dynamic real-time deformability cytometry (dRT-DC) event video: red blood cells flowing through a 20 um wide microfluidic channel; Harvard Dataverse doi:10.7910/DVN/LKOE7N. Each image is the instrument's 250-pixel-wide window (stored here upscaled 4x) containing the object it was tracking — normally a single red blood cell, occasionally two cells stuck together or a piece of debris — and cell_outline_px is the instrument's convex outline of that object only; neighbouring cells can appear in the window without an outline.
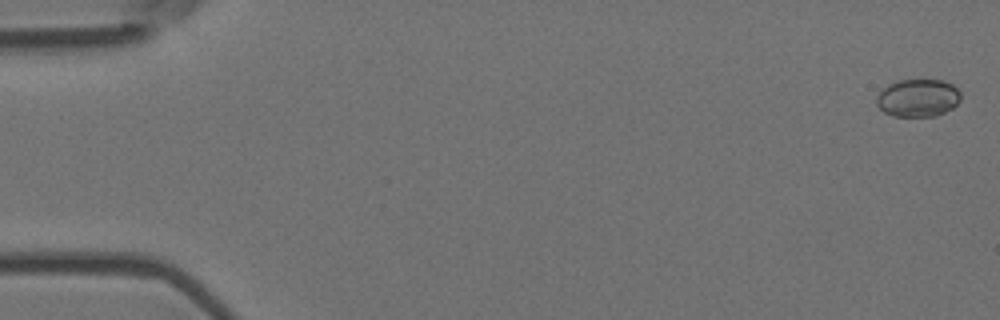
{"species": "Egyptian fruit bat (a non-hibernating species)", "species_latin": "Rousettus aegyptiacus", "temperature_condition": "room temperature", "stored_images_in_passage": 7, "camera_frame_rate_fps": 3000, "um_per_image_px": 0.085, "animal": {"sex": "female"}, "frame": {"image": 1, "passage_image": 1, "time_ms": 0.0, "image_size_px": [1000, 320], "cell_outline_px": [[960, 100], [952, 108], [936, 116], [892, 116], [884, 112], [876, 104], [876, 96], [888, 84], [896, 80], [944, 80], [952, 84], [960, 92]], "centroid_in_image_um": [78.01, 8.32], "position_along_channel_um": 7.0, "area_um2": 18.55}}
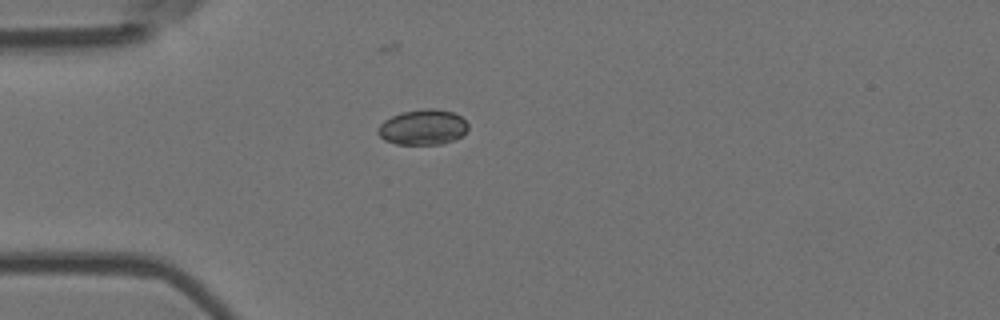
{"frame": {"image": 2, "passage_image": 5, "time_ms": 1.333, "image_size_px": [1000, 320], "cell_outline_px": [[468, 128], [460, 136], [444, 144], [396, 144], [384, 140], [376, 132], [380, 124], [384, 120], [400, 112], [428, 108], [436, 108], [452, 112], [460, 116], [468, 124]], "centroid_in_image_um": [35.92, 10.81], "position_along_channel_um": 49.1, "area_um2": 18.55}}